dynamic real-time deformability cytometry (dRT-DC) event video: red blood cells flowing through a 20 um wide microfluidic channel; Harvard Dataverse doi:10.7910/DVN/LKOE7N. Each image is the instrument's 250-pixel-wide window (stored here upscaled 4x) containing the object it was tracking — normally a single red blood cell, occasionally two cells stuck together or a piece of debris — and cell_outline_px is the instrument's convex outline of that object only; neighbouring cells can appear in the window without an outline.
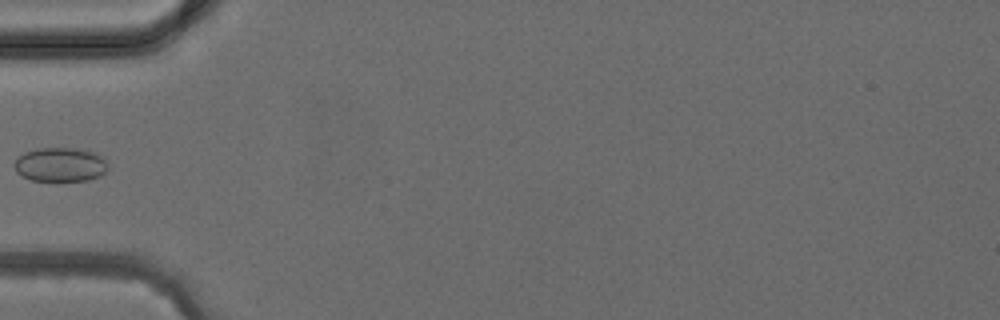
{"species": "common noctule bat (a hibernating species)", "species_latin": "Nyctalus noctula", "temperature_condition": "cold", "stored_images_in_passage": 5, "camera_frame_rate_fps": 3000, "um_per_image_px": 0.085, "animal": {"sex": "female", "body_mass_g": 24.6, "forearm_length_mm": 56.2}, "frame": {"image": 1, "passage_image": 5, "time_ms": 4.667, "image_size_px": [1000, 320], "cell_outline_px": [[108, 168], [100, 176], [88, 180], [32, 180], [16, 172], [12, 164], [16, 156], [24, 152], [36, 148], [76, 148], [92, 152], [100, 156], [104, 160]], "centroid_in_image_um": [5.06, 13.97], "position_along_channel_um": 79.9, "area_um2": 18.55}}